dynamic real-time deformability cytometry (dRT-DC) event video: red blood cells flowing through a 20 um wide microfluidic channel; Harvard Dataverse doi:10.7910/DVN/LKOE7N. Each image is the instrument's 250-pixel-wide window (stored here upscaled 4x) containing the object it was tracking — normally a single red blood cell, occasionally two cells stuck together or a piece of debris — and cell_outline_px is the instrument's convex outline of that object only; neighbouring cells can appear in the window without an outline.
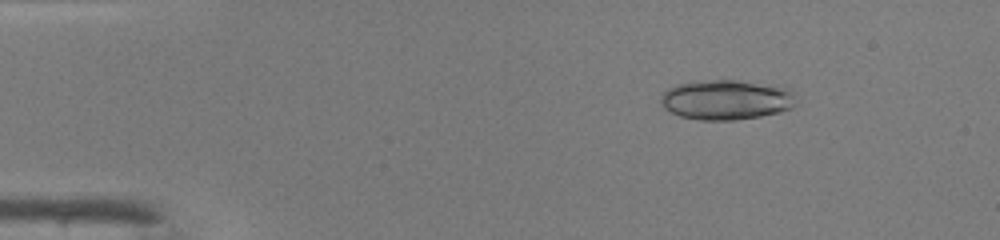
{"species": "common noctule bat (a hibernating species)", "species_latin": "Nyctalus noctula", "temperature_condition": "warm", "stored_images_in_passage": 46, "camera_frame_rate_fps": 3000, "um_per_image_px": 0.085, "animal": {"sex": "male", "body_mass_g": 19.0, "forearm_length_mm": 50.8}, "frame": {"image": 1, "passage_image": 6, "time_ms": 1.667, "image_size_px": [1000, 240], "cell_outline_px": [[796, 104], [792, 108], [780, 112], [760, 116], [736, 120], [700, 120], [680, 116], [664, 108], [660, 104], [660, 96], [668, 88], [676, 84], [712, 80], [736, 80], [792, 88]], "centroid_in_image_um": [61.74, 8.48], "position_along_channel_um": 23.3, "area_um2": 31.56}}
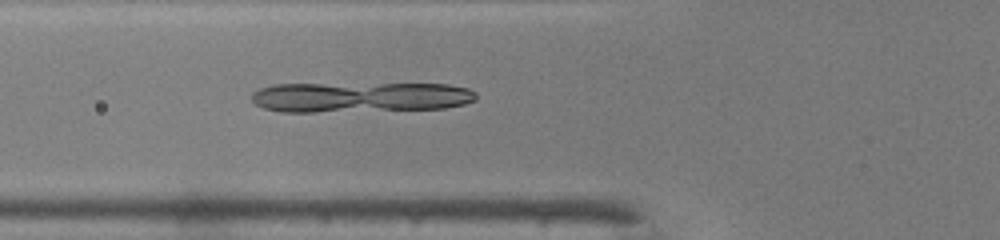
{"frame": {"image": 2, "passage_image": 17, "time_ms": 5.333, "image_size_px": [1000, 240], "cell_outline_px": [[476, 100], [464, 104], [444, 108], [316, 112], [280, 112], [264, 108], [256, 104], [252, 100], [252, 92], [260, 88], [272, 84], [448, 84], [468, 88], [476, 92]], "centroid_in_image_um": [30.6, 8.25], "position_along_channel_um": 95.2, "area_um2": 39.71}}
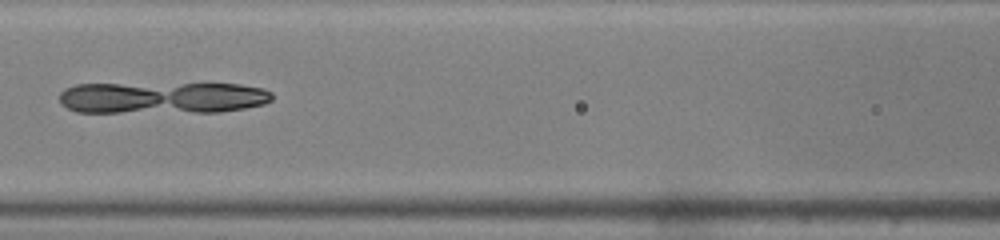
{"frame": {"image": 3, "passage_image": 21, "time_ms": 6.667, "image_size_px": [1000, 240], "cell_outline_px": [[272, 100], [264, 104], [244, 108], [220, 112], [76, 112], [60, 104], [60, 92], [64, 88], [76, 84], [240, 84], [264, 88], [272, 92]], "centroid_in_image_um": [13.8, 8.3], "position_along_channel_um": 152.8, "area_um2": 39.59}}